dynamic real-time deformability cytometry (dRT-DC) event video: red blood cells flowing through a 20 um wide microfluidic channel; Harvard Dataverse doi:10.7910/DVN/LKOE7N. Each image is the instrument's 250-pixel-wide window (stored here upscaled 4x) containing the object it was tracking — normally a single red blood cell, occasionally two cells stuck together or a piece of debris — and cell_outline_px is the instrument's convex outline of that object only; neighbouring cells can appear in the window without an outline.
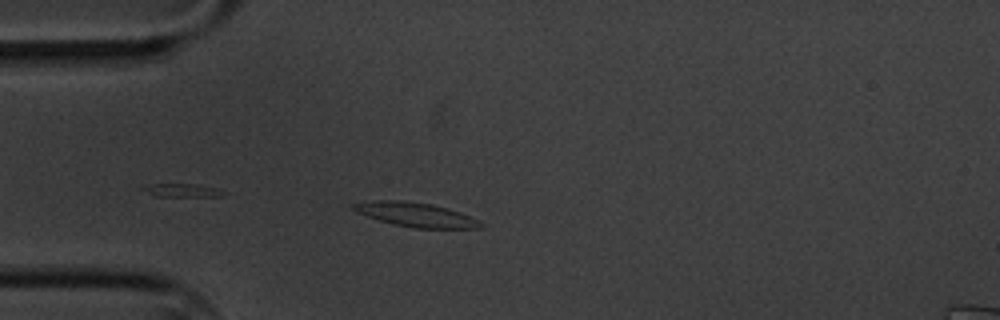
{"species": "common noctule bat (a hibernating species)", "species_latin": "Nyctalus noctula", "temperature_condition": "cold", "stored_images_in_passage": 2, "camera_frame_rate_fps": 3000, "um_per_image_px": 0.085, "animal": {"sex": "male", "body_mass_g": 20.1, "forearm_length_mm": 53.5}, "frame": {"image": 1, "passage_image": 2, "time_ms": 1.333, "image_size_px": [1000, 320], "cell_outline_px": [[484, 224], [480, 228], [416, 228], [392, 224], [356, 212], [348, 208], [352, 204], [376, 200], [396, 200], [432, 204], [448, 208], [460, 212]], "centroid_in_image_um": [35.29, 18.24], "position_along_channel_um": 49.7, "area_um2": 17.74}}